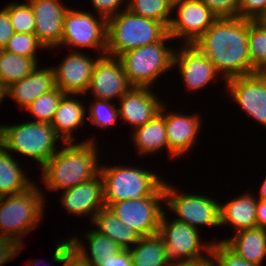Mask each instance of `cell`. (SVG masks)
Here are the masks:
<instances>
[{
  "label": "cell",
  "instance_id": "obj_1",
  "mask_svg": "<svg viewBox=\"0 0 266 266\" xmlns=\"http://www.w3.org/2000/svg\"><path fill=\"white\" fill-rule=\"evenodd\" d=\"M249 20L240 17L217 18L193 43L227 81L253 74L249 53Z\"/></svg>",
  "mask_w": 266,
  "mask_h": 266
},
{
  "label": "cell",
  "instance_id": "obj_2",
  "mask_svg": "<svg viewBox=\"0 0 266 266\" xmlns=\"http://www.w3.org/2000/svg\"><path fill=\"white\" fill-rule=\"evenodd\" d=\"M95 139V140H94ZM96 137L83 141L63 143L40 168L43 184L50 192H61L80 183L89 181L100 174L99 149ZM101 161V162H99ZM99 162V163H98Z\"/></svg>",
  "mask_w": 266,
  "mask_h": 266
},
{
  "label": "cell",
  "instance_id": "obj_3",
  "mask_svg": "<svg viewBox=\"0 0 266 266\" xmlns=\"http://www.w3.org/2000/svg\"><path fill=\"white\" fill-rule=\"evenodd\" d=\"M26 121L14 125L0 124V144L11 154L34 160L42 168L62 147L56 142H64L51 123Z\"/></svg>",
  "mask_w": 266,
  "mask_h": 266
},
{
  "label": "cell",
  "instance_id": "obj_4",
  "mask_svg": "<svg viewBox=\"0 0 266 266\" xmlns=\"http://www.w3.org/2000/svg\"><path fill=\"white\" fill-rule=\"evenodd\" d=\"M42 189L35 183L24 192L0 197V236L23 245V238L43 220L47 198Z\"/></svg>",
  "mask_w": 266,
  "mask_h": 266
},
{
  "label": "cell",
  "instance_id": "obj_5",
  "mask_svg": "<svg viewBox=\"0 0 266 266\" xmlns=\"http://www.w3.org/2000/svg\"><path fill=\"white\" fill-rule=\"evenodd\" d=\"M167 33L168 28L162 22L125 9L107 20L106 55L118 57L130 50L159 42Z\"/></svg>",
  "mask_w": 266,
  "mask_h": 266
},
{
  "label": "cell",
  "instance_id": "obj_6",
  "mask_svg": "<svg viewBox=\"0 0 266 266\" xmlns=\"http://www.w3.org/2000/svg\"><path fill=\"white\" fill-rule=\"evenodd\" d=\"M174 39L167 33L159 42L145 45L119 55L128 82L133 87H150L168 71L173 70ZM168 42V43H167Z\"/></svg>",
  "mask_w": 266,
  "mask_h": 266
},
{
  "label": "cell",
  "instance_id": "obj_7",
  "mask_svg": "<svg viewBox=\"0 0 266 266\" xmlns=\"http://www.w3.org/2000/svg\"><path fill=\"white\" fill-rule=\"evenodd\" d=\"M100 174L106 207L127 199L139 200L151 196L165 181L149 169L129 164H102Z\"/></svg>",
  "mask_w": 266,
  "mask_h": 266
},
{
  "label": "cell",
  "instance_id": "obj_8",
  "mask_svg": "<svg viewBox=\"0 0 266 266\" xmlns=\"http://www.w3.org/2000/svg\"><path fill=\"white\" fill-rule=\"evenodd\" d=\"M165 211L176 214L174 219L200 229V226L220 228V201L207 195L183 193L170 182L164 181ZM169 210V211H167ZM172 211V212H171Z\"/></svg>",
  "mask_w": 266,
  "mask_h": 266
},
{
  "label": "cell",
  "instance_id": "obj_9",
  "mask_svg": "<svg viewBox=\"0 0 266 266\" xmlns=\"http://www.w3.org/2000/svg\"><path fill=\"white\" fill-rule=\"evenodd\" d=\"M70 8L64 16L63 34L59 48L70 47V49L73 48L74 51L80 52L82 48L83 51L93 49L95 52L98 51L99 56L106 55L107 19L100 15L96 16L95 12Z\"/></svg>",
  "mask_w": 266,
  "mask_h": 266
},
{
  "label": "cell",
  "instance_id": "obj_10",
  "mask_svg": "<svg viewBox=\"0 0 266 266\" xmlns=\"http://www.w3.org/2000/svg\"><path fill=\"white\" fill-rule=\"evenodd\" d=\"M108 208L142 237L157 234L165 212L164 183L151 196L112 203Z\"/></svg>",
  "mask_w": 266,
  "mask_h": 266
},
{
  "label": "cell",
  "instance_id": "obj_11",
  "mask_svg": "<svg viewBox=\"0 0 266 266\" xmlns=\"http://www.w3.org/2000/svg\"><path fill=\"white\" fill-rule=\"evenodd\" d=\"M163 213L158 234L163 238L168 257L173 264L181 261L199 260L211 253L212 241L204 242L198 229L186 223L169 219ZM170 220V221H169Z\"/></svg>",
  "mask_w": 266,
  "mask_h": 266
},
{
  "label": "cell",
  "instance_id": "obj_12",
  "mask_svg": "<svg viewBox=\"0 0 266 266\" xmlns=\"http://www.w3.org/2000/svg\"><path fill=\"white\" fill-rule=\"evenodd\" d=\"M168 34L182 44H193L218 18L201 0H176Z\"/></svg>",
  "mask_w": 266,
  "mask_h": 266
},
{
  "label": "cell",
  "instance_id": "obj_13",
  "mask_svg": "<svg viewBox=\"0 0 266 266\" xmlns=\"http://www.w3.org/2000/svg\"><path fill=\"white\" fill-rule=\"evenodd\" d=\"M223 84L228 97L246 112V117L266 127V72L234 77Z\"/></svg>",
  "mask_w": 266,
  "mask_h": 266
},
{
  "label": "cell",
  "instance_id": "obj_14",
  "mask_svg": "<svg viewBox=\"0 0 266 266\" xmlns=\"http://www.w3.org/2000/svg\"><path fill=\"white\" fill-rule=\"evenodd\" d=\"M180 49H175L173 68L179 70L181 80L187 91L199 92L220 78L214 64L193 44H180ZM183 45V47H182Z\"/></svg>",
  "mask_w": 266,
  "mask_h": 266
},
{
  "label": "cell",
  "instance_id": "obj_15",
  "mask_svg": "<svg viewBox=\"0 0 266 266\" xmlns=\"http://www.w3.org/2000/svg\"><path fill=\"white\" fill-rule=\"evenodd\" d=\"M132 87L121 61L117 57L104 55L94 64L89 87L84 96L89 93L95 99L119 101Z\"/></svg>",
  "mask_w": 266,
  "mask_h": 266
},
{
  "label": "cell",
  "instance_id": "obj_16",
  "mask_svg": "<svg viewBox=\"0 0 266 266\" xmlns=\"http://www.w3.org/2000/svg\"><path fill=\"white\" fill-rule=\"evenodd\" d=\"M96 56L93 58L83 51L73 49L68 52L58 65L53 66L56 87L65 94L85 95L94 64L100 57Z\"/></svg>",
  "mask_w": 266,
  "mask_h": 266
},
{
  "label": "cell",
  "instance_id": "obj_17",
  "mask_svg": "<svg viewBox=\"0 0 266 266\" xmlns=\"http://www.w3.org/2000/svg\"><path fill=\"white\" fill-rule=\"evenodd\" d=\"M34 13L38 41L47 50H57L63 34L64 16L69 6L63 0H26Z\"/></svg>",
  "mask_w": 266,
  "mask_h": 266
},
{
  "label": "cell",
  "instance_id": "obj_18",
  "mask_svg": "<svg viewBox=\"0 0 266 266\" xmlns=\"http://www.w3.org/2000/svg\"><path fill=\"white\" fill-rule=\"evenodd\" d=\"M202 118L198 114H183L168 111L165 102V124L168 140V157L180 158L197 143L202 125Z\"/></svg>",
  "mask_w": 266,
  "mask_h": 266
},
{
  "label": "cell",
  "instance_id": "obj_19",
  "mask_svg": "<svg viewBox=\"0 0 266 266\" xmlns=\"http://www.w3.org/2000/svg\"><path fill=\"white\" fill-rule=\"evenodd\" d=\"M150 87H132L118 101L119 120L134 130L160 113L163 100Z\"/></svg>",
  "mask_w": 266,
  "mask_h": 266
},
{
  "label": "cell",
  "instance_id": "obj_20",
  "mask_svg": "<svg viewBox=\"0 0 266 266\" xmlns=\"http://www.w3.org/2000/svg\"><path fill=\"white\" fill-rule=\"evenodd\" d=\"M61 193L59 201L68 211L67 213L73 217L74 215L76 217L88 216L91 222L93 217L106 207L101 174Z\"/></svg>",
  "mask_w": 266,
  "mask_h": 266
},
{
  "label": "cell",
  "instance_id": "obj_21",
  "mask_svg": "<svg viewBox=\"0 0 266 266\" xmlns=\"http://www.w3.org/2000/svg\"><path fill=\"white\" fill-rule=\"evenodd\" d=\"M56 88L55 74L52 66L39 68L21 81L12 83L6 88L7 97L15 101L23 110L42 94Z\"/></svg>",
  "mask_w": 266,
  "mask_h": 266
},
{
  "label": "cell",
  "instance_id": "obj_22",
  "mask_svg": "<svg viewBox=\"0 0 266 266\" xmlns=\"http://www.w3.org/2000/svg\"><path fill=\"white\" fill-rule=\"evenodd\" d=\"M80 94H65L54 113L51 126L64 143L75 142L74 133L84 128L88 122L86 119L87 106L76 99ZM87 120V121H86ZM75 131V132H74ZM75 140V141H74Z\"/></svg>",
  "mask_w": 266,
  "mask_h": 266
},
{
  "label": "cell",
  "instance_id": "obj_23",
  "mask_svg": "<svg viewBox=\"0 0 266 266\" xmlns=\"http://www.w3.org/2000/svg\"><path fill=\"white\" fill-rule=\"evenodd\" d=\"M220 202V227H232L235 232L257 227L256 207L258 199L254 192H244L228 202Z\"/></svg>",
  "mask_w": 266,
  "mask_h": 266
},
{
  "label": "cell",
  "instance_id": "obj_24",
  "mask_svg": "<svg viewBox=\"0 0 266 266\" xmlns=\"http://www.w3.org/2000/svg\"><path fill=\"white\" fill-rule=\"evenodd\" d=\"M133 132L131 141H133V146H135V150H137L140 157L158 152L160 154L164 149L168 152L165 103H163L159 114L143 126L134 129Z\"/></svg>",
  "mask_w": 266,
  "mask_h": 266
},
{
  "label": "cell",
  "instance_id": "obj_25",
  "mask_svg": "<svg viewBox=\"0 0 266 266\" xmlns=\"http://www.w3.org/2000/svg\"><path fill=\"white\" fill-rule=\"evenodd\" d=\"M224 242L233 252L247 262L262 266L266 259V229L254 227L234 232Z\"/></svg>",
  "mask_w": 266,
  "mask_h": 266
},
{
  "label": "cell",
  "instance_id": "obj_26",
  "mask_svg": "<svg viewBox=\"0 0 266 266\" xmlns=\"http://www.w3.org/2000/svg\"><path fill=\"white\" fill-rule=\"evenodd\" d=\"M84 235L83 237L84 239L86 238L87 243L79 239V235H76V237L73 236L72 238L69 236V239L72 248L92 266H100L104 260L123 250L112 239L95 230L87 231Z\"/></svg>",
  "mask_w": 266,
  "mask_h": 266
},
{
  "label": "cell",
  "instance_id": "obj_27",
  "mask_svg": "<svg viewBox=\"0 0 266 266\" xmlns=\"http://www.w3.org/2000/svg\"><path fill=\"white\" fill-rule=\"evenodd\" d=\"M95 231L107 236L118 244L123 250L132 248L142 237L137 231L124 224L113 212L105 207L92 219Z\"/></svg>",
  "mask_w": 266,
  "mask_h": 266
},
{
  "label": "cell",
  "instance_id": "obj_28",
  "mask_svg": "<svg viewBox=\"0 0 266 266\" xmlns=\"http://www.w3.org/2000/svg\"><path fill=\"white\" fill-rule=\"evenodd\" d=\"M14 157L0 144V197L24 192L35 184Z\"/></svg>",
  "mask_w": 266,
  "mask_h": 266
},
{
  "label": "cell",
  "instance_id": "obj_29",
  "mask_svg": "<svg viewBox=\"0 0 266 266\" xmlns=\"http://www.w3.org/2000/svg\"><path fill=\"white\" fill-rule=\"evenodd\" d=\"M132 266H174L163 238L157 233L143 236L129 249Z\"/></svg>",
  "mask_w": 266,
  "mask_h": 266
},
{
  "label": "cell",
  "instance_id": "obj_30",
  "mask_svg": "<svg viewBox=\"0 0 266 266\" xmlns=\"http://www.w3.org/2000/svg\"><path fill=\"white\" fill-rule=\"evenodd\" d=\"M38 65L34 58L23 57L2 49L0 50V83L7 88L12 83L27 77Z\"/></svg>",
  "mask_w": 266,
  "mask_h": 266
},
{
  "label": "cell",
  "instance_id": "obj_31",
  "mask_svg": "<svg viewBox=\"0 0 266 266\" xmlns=\"http://www.w3.org/2000/svg\"><path fill=\"white\" fill-rule=\"evenodd\" d=\"M127 9L135 15L162 22L168 28L173 16V0H127Z\"/></svg>",
  "mask_w": 266,
  "mask_h": 266
},
{
  "label": "cell",
  "instance_id": "obj_32",
  "mask_svg": "<svg viewBox=\"0 0 266 266\" xmlns=\"http://www.w3.org/2000/svg\"><path fill=\"white\" fill-rule=\"evenodd\" d=\"M65 93L59 88H54L48 93L42 94L31 102L25 109L34 119L33 122L51 123L54 113Z\"/></svg>",
  "mask_w": 266,
  "mask_h": 266
},
{
  "label": "cell",
  "instance_id": "obj_33",
  "mask_svg": "<svg viewBox=\"0 0 266 266\" xmlns=\"http://www.w3.org/2000/svg\"><path fill=\"white\" fill-rule=\"evenodd\" d=\"M248 44L253 73L266 72V29L257 21L249 20Z\"/></svg>",
  "mask_w": 266,
  "mask_h": 266
},
{
  "label": "cell",
  "instance_id": "obj_34",
  "mask_svg": "<svg viewBox=\"0 0 266 266\" xmlns=\"http://www.w3.org/2000/svg\"><path fill=\"white\" fill-rule=\"evenodd\" d=\"M88 106L87 119H89L92 127L96 126V128L103 130L109 129L119 120L118 106H116L114 101L93 98Z\"/></svg>",
  "mask_w": 266,
  "mask_h": 266
},
{
  "label": "cell",
  "instance_id": "obj_35",
  "mask_svg": "<svg viewBox=\"0 0 266 266\" xmlns=\"http://www.w3.org/2000/svg\"><path fill=\"white\" fill-rule=\"evenodd\" d=\"M4 8L8 11L14 32L34 34L35 17L30 4L13 1L7 3Z\"/></svg>",
  "mask_w": 266,
  "mask_h": 266
},
{
  "label": "cell",
  "instance_id": "obj_36",
  "mask_svg": "<svg viewBox=\"0 0 266 266\" xmlns=\"http://www.w3.org/2000/svg\"><path fill=\"white\" fill-rule=\"evenodd\" d=\"M43 49L46 50L35 34L14 32L3 50L23 57L34 58L38 62V51Z\"/></svg>",
  "mask_w": 266,
  "mask_h": 266
},
{
  "label": "cell",
  "instance_id": "obj_37",
  "mask_svg": "<svg viewBox=\"0 0 266 266\" xmlns=\"http://www.w3.org/2000/svg\"><path fill=\"white\" fill-rule=\"evenodd\" d=\"M55 252L52 258V264H61L62 266H92L83 259L71 246L69 237L56 242Z\"/></svg>",
  "mask_w": 266,
  "mask_h": 266
},
{
  "label": "cell",
  "instance_id": "obj_38",
  "mask_svg": "<svg viewBox=\"0 0 266 266\" xmlns=\"http://www.w3.org/2000/svg\"><path fill=\"white\" fill-rule=\"evenodd\" d=\"M211 254L218 266H258L247 262L233 252L224 242L214 241Z\"/></svg>",
  "mask_w": 266,
  "mask_h": 266
},
{
  "label": "cell",
  "instance_id": "obj_39",
  "mask_svg": "<svg viewBox=\"0 0 266 266\" xmlns=\"http://www.w3.org/2000/svg\"><path fill=\"white\" fill-rule=\"evenodd\" d=\"M93 6V11L95 10L97 15L104 17L105 19H110L116 14L127 9V0H90ZM125 1V2H124ZM125 4V6H124ZM124 7V8H123Z\"/></svg>",
  "mask_w": 266,
  "mask_h": 266
},
{
  "label": "cell",
  "instance_id": "obj_40",
  "mask_svg": "<svg viewBox=\"0 0 266 266\" xmlns=\"http://www.w3.org/2000/svg\"><path fill=\"white\" fill-rule=\"evenodd\" d=\"M266 12V0H239L238 17L256 21Z\"/></svg>",
  "mask_w": 266,
  "mask_h": 266
},
{
  "label": "cell",
  "instance_id": "obj_41",
  "mask_svg": "<svg viewBox=\"0 0 266 266\" xmlns=\"http://www.w3.org/2000/svg\"><path fill=\"white\" fill-rule=\"evenodd\" d=\"M218 17H238L239 0H201Z\"/></svg>",
  "mask_w": 266,
  "mask_h": 266
},
{
  "label": "cell",
  "instance_id": "obj_42",
  "mask_svg": "<svg viewBox=\"0 0 266 266\" xmlns=\"http://www.w3.org/2000/svg\"><path fill=\"white\" fill-rule=\"evenodd\" d=\"M24 245H19L11 238L0 236V266L14 259L24 249Z\"/></svg>",
  "mask_w": 266,
  "mask_h": 266
},
{
  "label": "cell",
  "instance_id": "obj_43",
  "mask_svg": "<svg viewBox=\"0 0 266 266\" xmlns=\"http://www.w3.org/2000/svg\"><path fill=\"white\" fill-rule=\"evenodd\" d=\"M13 33L8 11L3 7L0 9V50L5 48Z\"/></svg>",
  "mask_w": 266,
  "mask_h": 266
},
{
  "label": "cell",
  "instance_id": "obj_44",
  "mask_svg": "<svg viewBox=\"0 0 266 266\" xmlns=\"http://www.w3.org/2000/svg\"><path fill=\"white\" fill-rule=\"evenodd\" d=\"M100 266H132L129 250H122L114 256H110Z\"/></svg>",
  "mask_w": 266,
  "mask_h": 266
},
{
  "label": "cell",
  "instance_id": "obj_45",
  "mask_svg": "<svg viewBox=\"0 0 266 266\" xmlns=\"http://www.w3.org/2000/svg\"><path fill=\"white\" fill-rule=\"evenodd\" d=\"M174 266H218L214 256L210 253L206 257L199 260L181 261L175 263Z\"/></svg>",
  "mask_w": 266,
  "mask_h": 266
},
{
  "label": "cell",
  "instance_id": "obj_46",
  "mask_svg": "<svg viewBox=\"0 0 266 266\" xmlns=\"http://www.w3.org/2000/svg\"><path fill=\"white\" fill-rule=\"evenodd\" d=\"M257 227L266 229V200H258L256 207Z\"/></svg>",
  "mask_w": 266,
  "mask_h": 266
},
{
  "label": "cell",
  "instance_id": "obj_47",
  "mask_svg": "<svg viewBox=\"0 0 266 266\" xmlns=\"http://www.w3.org/2000/svg\"><path fill=\"white\" fill-rule=\"evenodd\" d=\"M259 193L257 194L256 193V198L258 200H266V177L264 179V181L260 184V187H259Z\"/></svg>",
  "mask_w": 266,
  "mask_h": 266
},
{
  "label": "cell",
  "instance_id": "obj_48",
  "mask_svg": "<svg viewBox=\"0 0 266 266\" xmlns=\"http://www.w3.org/2000/svg\"><path fill=\"white\" fill-rule=\"evenodd\" d=\"M6 97V88L0 83V105L4 100H6Z\"/></svg>",
  "mask_w": 266,
  "mask_h": 266
},
{
  "label": "cell",
  "instance_id": "obj_49",
  "mask_svg": "<svg viewBox=\"0 0 266 266\" xmlns=\"http://www.w3.org/2000/svg\"><path fill=\"white\" fill-rule=\"evenodd\" d=\"M256 21L266 29V12H264Z\"/></svg>",
  "mask_w": 266,
  "mask_h": 266
},
{
  "label": "cell",
  "instance_id": "obj_50",
  "mask_svg": "<svg viewBox=\"0 0 266 266\" xmlns=\"http://www.w3.org/2000/svg\"><path fill=\"white\" fill-rule=\"evenodd\" d=\"M41 260H43V259H40V260H35V261H29V263H27L28 265H26V266H37V264H39V263H41ZM40 261V262H39ZM36 264V265H35ZM47 265V264H46ZM50 265V264H49ZM39 266V265H38Z\"/></svg>",
  "mask_w": 266,
  "mask_h": 266
}]
</instances>
